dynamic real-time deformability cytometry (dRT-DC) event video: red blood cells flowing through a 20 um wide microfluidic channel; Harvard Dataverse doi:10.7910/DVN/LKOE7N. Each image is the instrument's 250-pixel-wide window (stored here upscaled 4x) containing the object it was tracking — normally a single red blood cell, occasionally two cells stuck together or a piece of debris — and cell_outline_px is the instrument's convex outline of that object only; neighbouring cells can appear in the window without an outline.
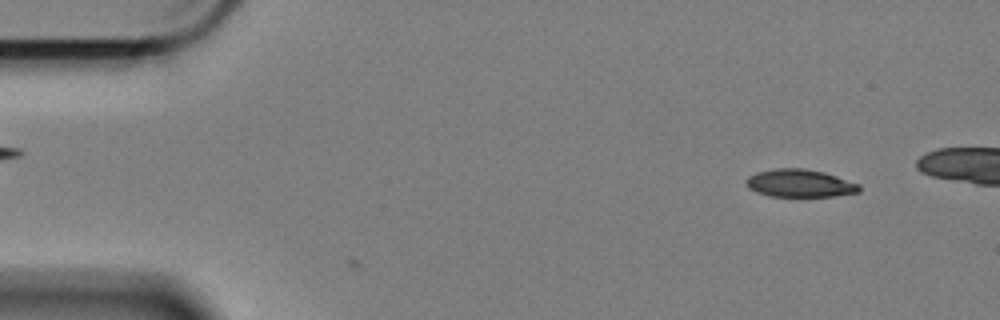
{"species": "Egyptian fruit bat (a non-hibernating species)", "species_latin": "Rousettus aegyptiacus", "temperature_condition": "cold", "stored_images_in_passage": 5, "camera_frame_rate_fps": 3000, "um_per_image_px": 0.085, "animal": {"sex": "female"}, "frame": {"image": 1, "passage_image": 5, "time_ms": 1.333, "image_size_px": [1000, 320], "cell_outline_px": [[860, 192], [836, 196], [768, 196], [756, 192], [748, 188], [744, 184], [744, 180], [748, 176], [756, 172], [772, 168], [804, 168], [824, 172], [860, 184]], "centroid_in_image_um": [67.94, 15.57], "position_along_channel_um": 17.1, "area_um2": 18.55}}